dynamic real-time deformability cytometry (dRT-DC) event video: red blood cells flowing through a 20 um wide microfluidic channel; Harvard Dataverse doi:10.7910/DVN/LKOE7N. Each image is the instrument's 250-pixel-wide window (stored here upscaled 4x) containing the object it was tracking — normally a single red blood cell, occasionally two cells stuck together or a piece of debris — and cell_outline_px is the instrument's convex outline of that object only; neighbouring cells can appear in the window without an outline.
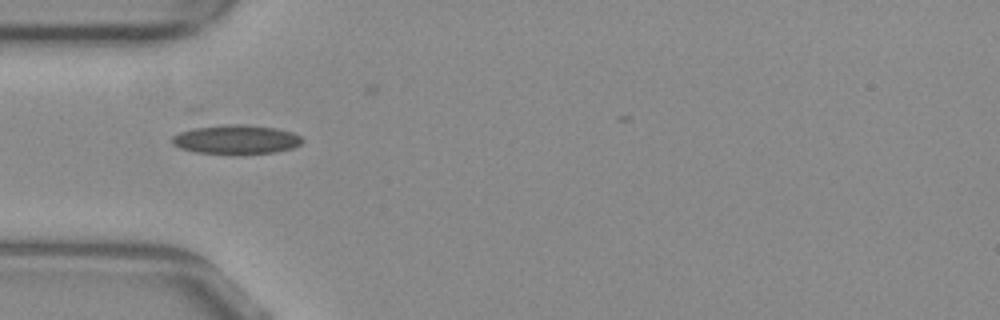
{"species": "common noctule bat (a hibernating species)", "species_latin": "Nyctalus noctula", "temperature_condition": "warm", "stored_images_in_passage": 25, "camera_frame_rate_fps": 3000, "um_per_image_px": 0.085, "animal": {"sex": "female", "body_mass_g": 29.2, "forearm_length_mm": 56.3}, "frame": {"image": 1, "passage_image": 1, "time_ms": 0.0, "image_size_px": [1000, 320], "cell_outline_px": [[304, 140], [300, 144], [292, 148], [276, 152], [240, 156], [196, 152], [180, 148], [172, 144], [172, 136], [180, 132], [196, 128], [228, 124], [244, 124], [276, 128], [292, 132], [300, 136]], "centroid_in_image_um": [20.09, 11.89], "position_along_channel_um": 64.9, "area_um2": 22.54}}
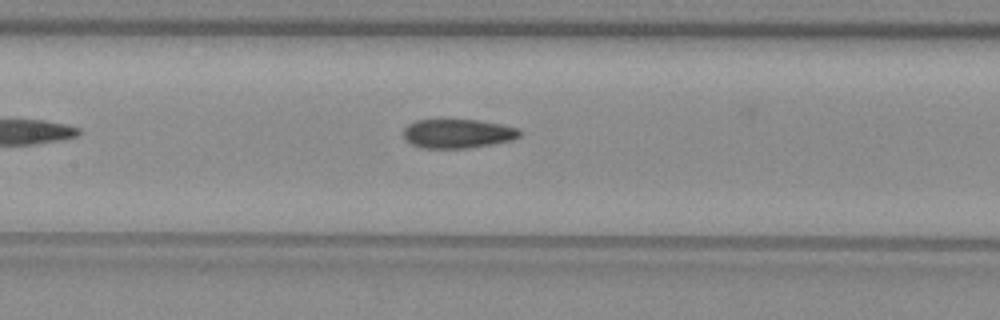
{"frame": {"image": 2, "passage_image": 9, "time_ms": 2.667, "image_size_px": [1000, 320], "cell_outline_px": [[524, 132], [520, 136], [512, 140], [472, 148], [420, 148], [404, 140], [404, 128], [408, 124], [416, 120], [480, 120], [520, 128]], "centroid_in_image_um": [38.94, 11.36], "position_along_channel_um": 168.5, "area_um2": 19.94}}
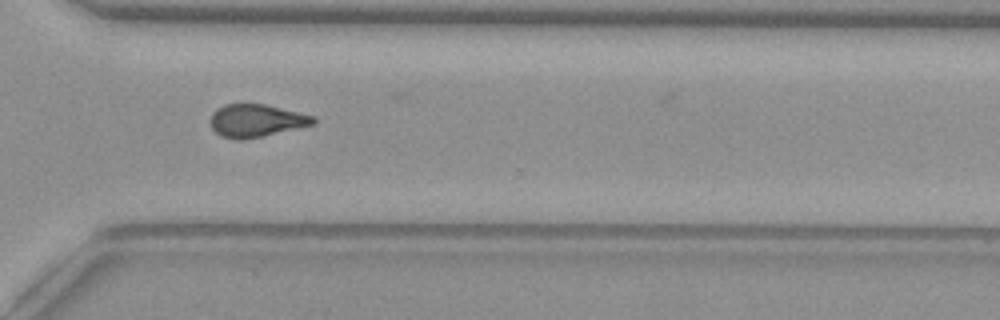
{"frame": {"image": 3, "passage_image": 23, "time_ms": 7.333, "image_size_px": [1000, 320], "cell_outline_px": [[316, 124], [264, 136], [244, 140], [236, 140], [220, 136], [212, 128], [212, 112], [216, 108], [224, 104], [264, 104], [312, 116], [316, 120]], "centroid_in_image_um": [21.76, 10.27], "position_along_channel_um": 348.8, "area_um2": 19.54}}